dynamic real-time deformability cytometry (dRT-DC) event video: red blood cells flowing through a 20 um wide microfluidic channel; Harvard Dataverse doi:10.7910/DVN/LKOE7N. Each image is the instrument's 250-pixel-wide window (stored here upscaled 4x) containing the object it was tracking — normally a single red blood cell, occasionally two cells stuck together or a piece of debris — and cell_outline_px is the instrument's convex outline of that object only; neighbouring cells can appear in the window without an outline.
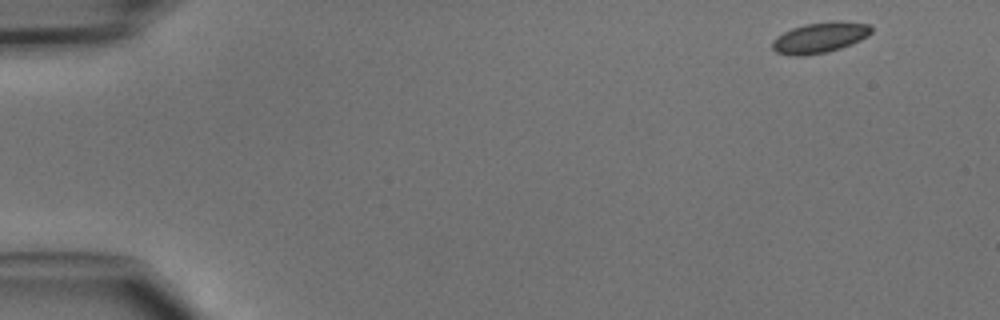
{"species": "common noctule bat (a hibernating species)", "species_latin": "Nyctalus noctula", "temperature_condition": "cold", "stored_images_in_passage": 44, "camera_frame_rate_fps": 3000, "um_per_image_px": 0.085, "animal": {"sex": "male", "body_mass_g": 15.6}, "frame": {"image": 1, "passage_image": 1, "time_ms": 0.0, "image_size_px": [1000, 320], "cell_outline_px": [[872, 32], [868, 36], [860, 40], [840, 48], [828, 52], [804, 56], [792, 56], [776, 52], [772, 48], [772, 40], [776, 36], [792, 28], [804, 24], [832, 20], [840, 20], [872, 24]], "centroid_in_image_um": [69.7, 3.18], "position_along_channel_um": 15.3, "area_um2": 18.03}}
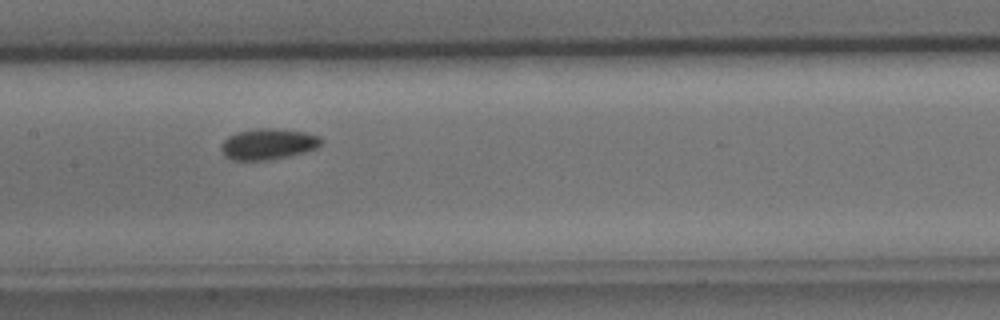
{"frame": {"image": 2, "passage_image": 21, "time_ms": 6.667, "image_size_px": [1000, 320], "cell_outline_px": [[324, 140], [316, 148], [304, 152], [288, 156], [268, 160], [232, 160], [224, 156], [220, 148], [220, 144], [228, 136], [236, 132], [260, 128], [272, 128], [304, 132], [320, 136]], "centroid_in_image_um": [22.76, 12.24], "position_along_channel_um": 184.6, "area_um2": 18.09}}
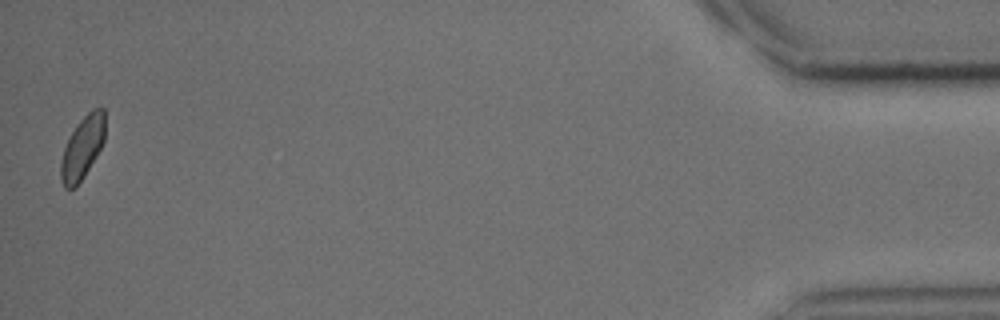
{"frame": {"image": 3, "passage_image": 44, "time_ms": 14.333, "image_size_px": [1000, 320], "cell_outline_px": [[104, 140], [96, 156], [84, 176], [76, 188], [64, 188], [60, 180], [60, 164], [64, 148], [72, 132], [80, 120], [92, 108], [100, 104], [104, 108]], "centroid_in_image_um": [7.0, 12.54], "position_along_channel_um": 428.2, "area_um2": 16.13}}